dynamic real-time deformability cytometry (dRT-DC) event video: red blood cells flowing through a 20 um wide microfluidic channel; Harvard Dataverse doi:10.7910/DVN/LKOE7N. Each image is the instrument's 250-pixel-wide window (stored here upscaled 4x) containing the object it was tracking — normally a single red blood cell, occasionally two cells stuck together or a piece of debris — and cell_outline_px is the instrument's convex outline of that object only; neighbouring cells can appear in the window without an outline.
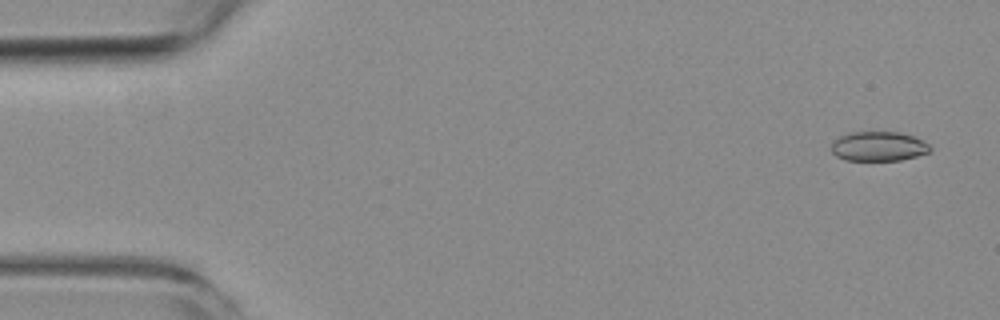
{"species": "common noctule bat (a hibernating species)", "species_latin": "Nyctalus noctula", "temperature_condition": "room temperature", "stored_images_in_passage": 4, "camera_frame_rate_fps": 3000, "um_per_image_px": 0.085, "animal": {"sex": "female", "body_mass_g": 19.3, "forearm_length_mm": 54.1}, "frame": {"image": 1, "passage_image": 1, "time_ms": 0.0, "image_size_px": [1000, 320], "cell_outline_px": [[932, 148], [928, 152], [916, 156], [900, 160], [844, 160], [836, 156], [832, 152], [832, 140], [848, 132], [900, 132], [912, 136], [928, 144]], "centroid_in_image_um": [74.63, 12.43], "position_along_channel_um": 10.4, "area_um2": 16.94}}
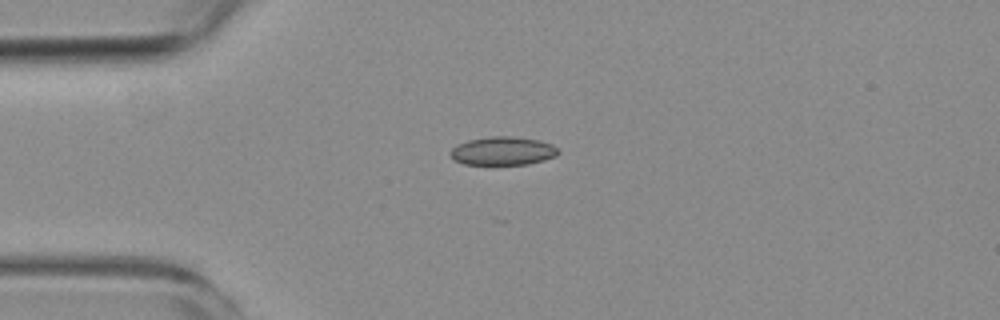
{"frame": {"image": 2, "passage_image": 4, "time_ms": 3.667, "image_size_px": [1000, 320], "cell_outline_px": [[560, 152], [556, 156], [544, 160], [528, 164], [464, 164], [452, 160], [448, 152], [456, 144], [468, 140], [488, 136], [512, 136], [540, 140], [552, 144]], "centroid_in_image_um": [42.7, 12.82], "position_along_channel_um": 42.3, "area_um2": 18.09}}